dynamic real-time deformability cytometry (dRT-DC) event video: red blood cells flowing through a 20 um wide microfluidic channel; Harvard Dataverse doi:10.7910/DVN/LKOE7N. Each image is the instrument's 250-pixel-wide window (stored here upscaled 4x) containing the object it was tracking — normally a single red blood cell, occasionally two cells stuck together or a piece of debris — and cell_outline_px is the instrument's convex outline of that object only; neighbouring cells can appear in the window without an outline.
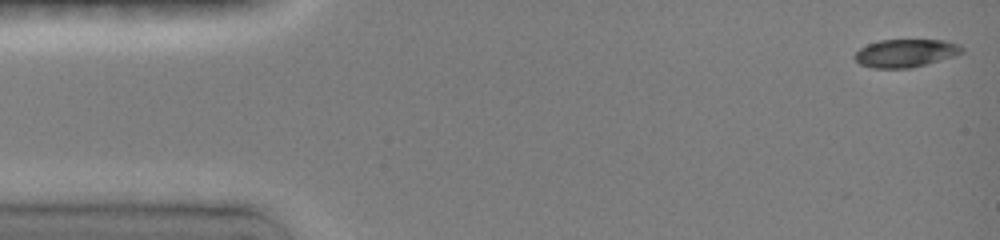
{"species": "common noctule bat (a hibernating species)", "species_latin": "Nyctalus noctula", "temperature_condition": "room temperature", "stored_images_in_passage": 33, "camera_frame_rate_fps": 3000, "um_per_image_px": 0.085, "animal": {"sex": "female", "body_mass_g": 19.0, "forearm_length_mm": 51.5}, "frame": {"image": 1, "passage_image": 1, "time_ms": 0.0, "image_size_px": [1000, 240], "cell_outline_px": [[964, 52], [956, 56], [912, 68], [872, 68], [860, 64], [852, 56], [860, 48], [868, 44], [880, 40], [944, 40], [960, 44], [964, 48]], "centroid_in_image_um": [77.01, 4.52], "position_along_channel_um": 8.0, "area_um2": 17.69}}
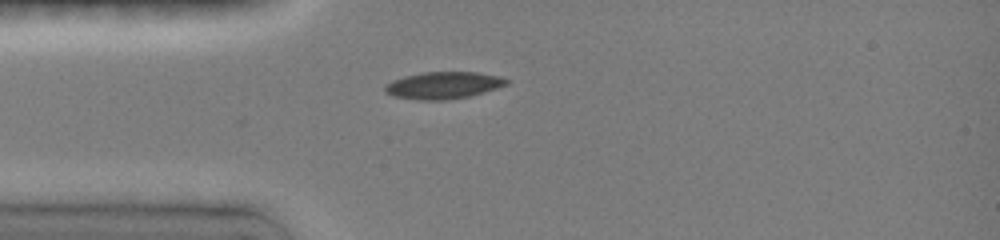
{"frame": {"image": 2, "passage_image": 22, "time_ms": 3.667, "image_size_px": [1000, 240], "cell_outline_px": [[508, 84], [496, 88], [468, 96], [444, 100], [420, 100], [396, 96], [384, 92], [384, 88], [388, 84], [404, 76], [424, 72], [476, 72], [500, 76], [508, 80]], "centroid_in_image_um": [37.7, 7.24], "position_along_channel_um": 47.3, "area_um2": 18.73}}